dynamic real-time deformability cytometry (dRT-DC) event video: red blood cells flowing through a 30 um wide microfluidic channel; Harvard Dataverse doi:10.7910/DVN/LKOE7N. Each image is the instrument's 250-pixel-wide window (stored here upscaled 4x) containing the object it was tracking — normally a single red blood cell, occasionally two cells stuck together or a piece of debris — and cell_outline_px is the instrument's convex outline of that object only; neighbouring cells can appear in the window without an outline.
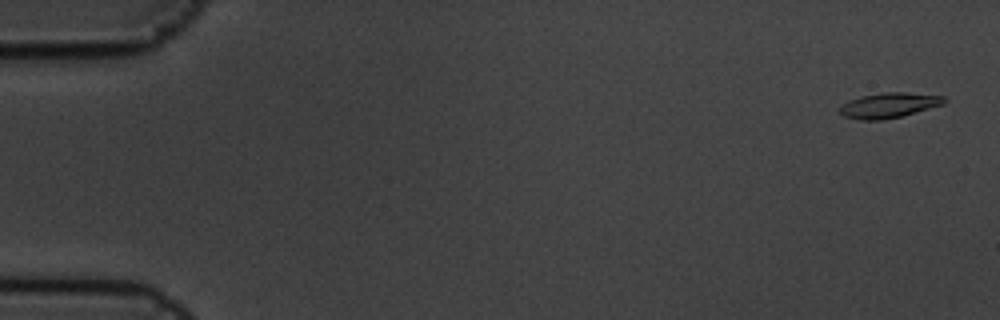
{"species": "common noctule bat (a hibernating species)", "species_latin": "Nyctalus noctula", "temperature_condition": "cold", "stored_images_in_passage": 5, "camera_frame_rate_fps": 3000, "um_per_image_px": 0.085, "animal": {"sex": "male", "body_mass_g": 19.5, "forearm_length_mm": 54.6}, "frame": {"image": 1, "passage_image": 1, "time_ms": 0.0, "image_size_px": [1000, 320], "cell_outline_px": [[948, 100], [944, 104], [900, 116], [884, 120], [860, 120], [844, 116], [840, 112], [840, 104], [848, 100], [860, 96], [884, 92], [904, 92], [944, 96]], "centroid_in_image_um": [75.54, 8.94], "position_along_channel_um": 9.5, "area_um2": 15.32}}